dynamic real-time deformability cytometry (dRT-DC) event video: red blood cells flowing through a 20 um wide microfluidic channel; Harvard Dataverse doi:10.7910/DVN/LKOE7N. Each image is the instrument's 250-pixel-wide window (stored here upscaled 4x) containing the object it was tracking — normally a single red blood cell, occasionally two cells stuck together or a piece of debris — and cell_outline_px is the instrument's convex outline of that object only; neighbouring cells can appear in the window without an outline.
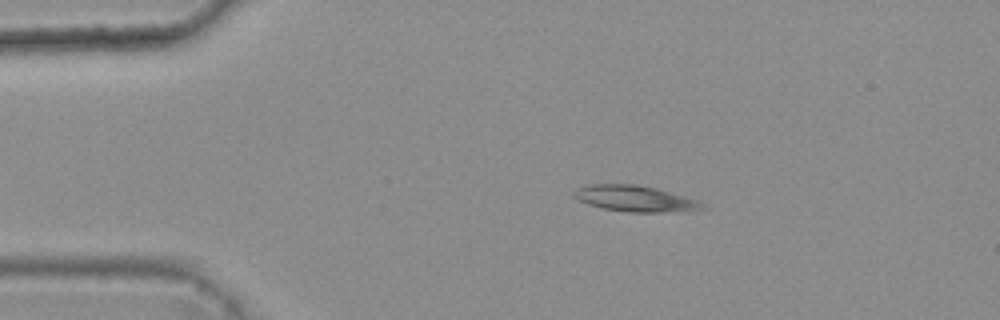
{"species": "common noctule bat (a hibernating species)", "species_latin": "Nyctalus noctula", "temperature_condition": "warm", "stored_images_in_passage": 6, "camera_frame_rate_fps": 3000, "um_per_image_px": 0.085, "animal": {"sex": "female", "body_mass_g": 25.1}, "frame": {"image": 1, "passage_image": 1, "time_ms": 0.0, "image_size_px": [1000, 320], "cell_outline_px": [[708, 208], [660, 212], [628, 212], [604, 208], [588, 204], [572, 196], [572, 192], [576, 188], [588, 184], [636, 184], [656, 188], [700, 200]], "centroid_in_image_um": [53.96, 16.86], "position_along_channel_um": 31.0, "area_um2": 19.42}}
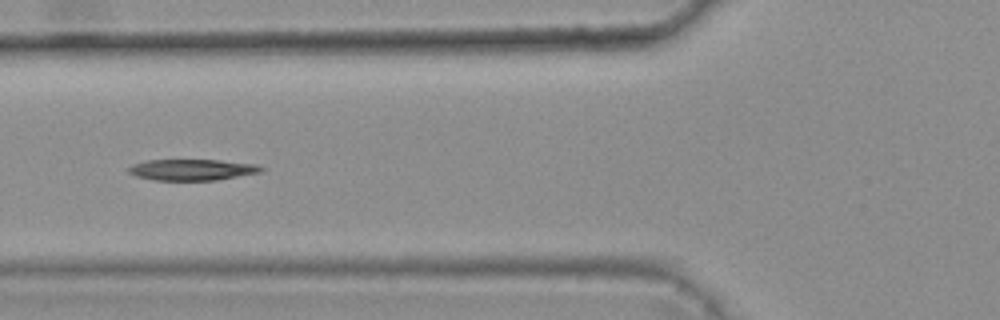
{"frame": {"image": 2, "passage_image": 4, "time_ms": 1.0, "image_size_px": [1000, 320], "cell_outline_px": [[264, 168], [260, 172], [216, 180], [152, 180], [136, 176], [128, 172], [128, 168], [132, 164], [148, 160], [220, 160], [256, 164]], "centroid_in_image_um": [16.3, 14.42], "position_along_channel_um": 109.5, "area_um2": 16.24}}
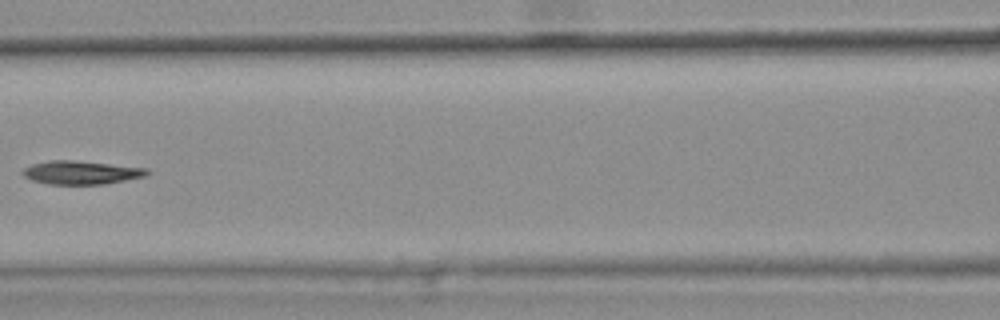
{"frame": {"image": 3, "passage_image": 5, "time_ms": 1.333, "image_size_px": [1000, 320], "cell_outline_px": [[152, 172], [144, 176], [104, 184], [48, 184], [32, 180], [24, 176], [20, 172], [24, 168], [32, 164], [48, 160], [72, 160], [148, 168]], "centroid_in_image_um": [6.88, 14.66], "position_along_channel_um": 159.7, "area_um2": 16.94}}